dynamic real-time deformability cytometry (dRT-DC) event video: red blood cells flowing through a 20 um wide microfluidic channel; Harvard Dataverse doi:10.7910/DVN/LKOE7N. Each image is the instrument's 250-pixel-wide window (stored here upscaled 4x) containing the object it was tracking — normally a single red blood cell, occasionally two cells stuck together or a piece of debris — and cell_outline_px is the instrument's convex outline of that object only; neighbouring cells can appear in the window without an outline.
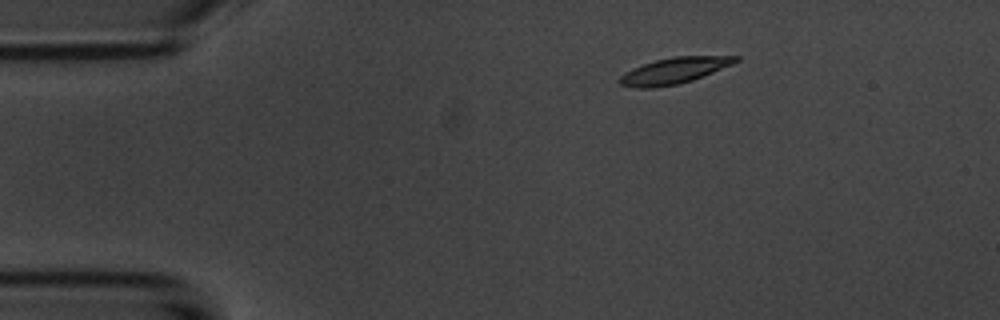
{"species": "common noctule bat (a hibernating species)", "species_latin": "Nyctalus noctula", "temperature_condition": "room temperature", "stored_images_in_passage": 4, "camera_frame_rate_fps": 3000, "um_per_image_px": 0.085, "animal": {"sex": "male", "body_mass_g": 20.1, "forearm_length_mm": 53.5}, "frame": {"image": 1, "passage_image": 2, "time_ms": 1.333, "image_size_px": [1000, 320], "cell_outline_px": [[740, 60], [732, 64], [692, 80], [676, 84], [652, 88], [636, 88], [620, 84], [620, 76], [632, 68], [656, 60], [672, 56], [740, 56]], "centroid_in_image_um": [57.3, 6.0], "position_along_channel_um": 27.7, "area_um2": 17.34}}
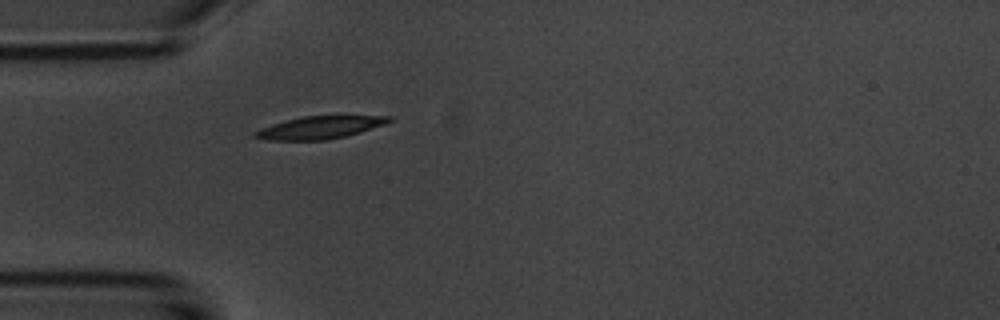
{"frame": {"image": 2, "passage_image": 4, "time_ms": 3.667, "image_size_px": [1000, 320], "cell_outline_px": [[392, 120], [384, 124], [344, 136], [324, 140], [268, 140], [252, 136], [252, 132], [260, 128], [272, 124], [304, 116], [392, 116]], "centroid_in_image_um": [27.11, 10.84], "position_along_channel_um": 57.9, "area_um2": 17.22}}